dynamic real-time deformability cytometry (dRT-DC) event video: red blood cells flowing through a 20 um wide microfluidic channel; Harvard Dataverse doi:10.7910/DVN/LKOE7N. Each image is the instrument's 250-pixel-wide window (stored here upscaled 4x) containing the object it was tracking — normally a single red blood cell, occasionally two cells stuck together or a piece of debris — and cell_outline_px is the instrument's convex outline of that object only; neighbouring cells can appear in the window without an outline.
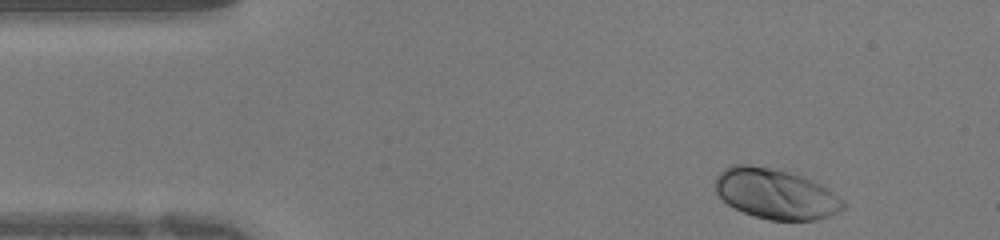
{"species": "human", "species_latin": "Homo sapiens", "temperature_condition": "warm", "stored_images_in_passage": 38, "camera_frame_rate_fps": 3000, "um_per_image_px": 0.085, "donor": {"sex": "female"}, "frame": {"image": 1, "passage_image": 1, "time_ms": 0.0, "image_size_px": [1000, 240], "cell_outline_px": [[848, 204], [844, 208], [828, 216], [816, 220], [768, 220], [744, 212], [728, 204], [716, 192], [716, 176], [724, 168], [732, 164], [748, 164], [788, 172], [812, 180], [828, 188]], "centroid_in_image_um": [65.94, 16.48], "position_along_channel_um": 19.1, "area_um2": 37.17}}
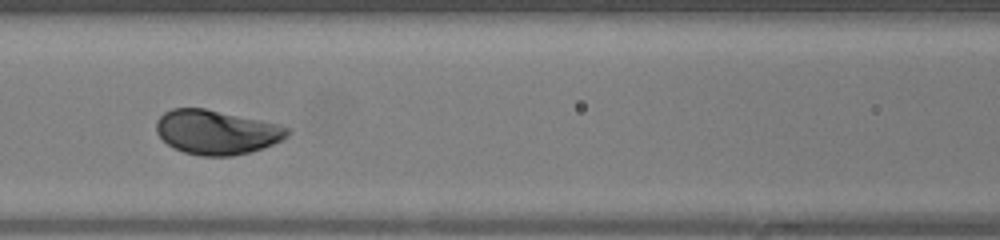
{"frame": {"image": 2, "passage_image": 14, "time_ms": 4.333, "image_size_px": [1000, 240], "cell_outline_px": [[292, 132], [284, 140], [264, 148], [232, 156], [200, 156], [184, 152], [168, 144], [156, 132], [156, 120], [164, 112], [172, 108], [204, 108], [280, 124], [288, 128]], "centroid_in_image_um": [18.44, 11.23], "position_along_channel_um": 148.2, "area_um2": 33.99}}
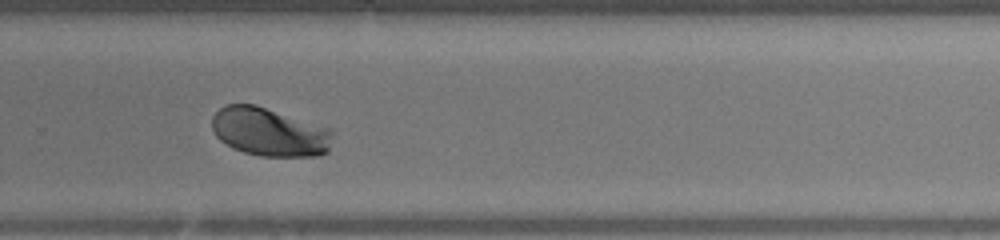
{"frame": {"image": 3, "passage_image": 24, "time_ms": 7.667, "image_size_px": [1000, 240], "cell_outline_px": [[332, 136], [328, 152], [320, 156], [260, 156], [244, 152], [232, 148], [220, 140], [216, 136], [212, 128], [212, 116], [224, 104], [256, 104], [328, 128], [332, 132]], "centroid_in_image_um": [22.87, 11.22], "position_along_channel_um": 306.9, "area_um2": 34.1}}